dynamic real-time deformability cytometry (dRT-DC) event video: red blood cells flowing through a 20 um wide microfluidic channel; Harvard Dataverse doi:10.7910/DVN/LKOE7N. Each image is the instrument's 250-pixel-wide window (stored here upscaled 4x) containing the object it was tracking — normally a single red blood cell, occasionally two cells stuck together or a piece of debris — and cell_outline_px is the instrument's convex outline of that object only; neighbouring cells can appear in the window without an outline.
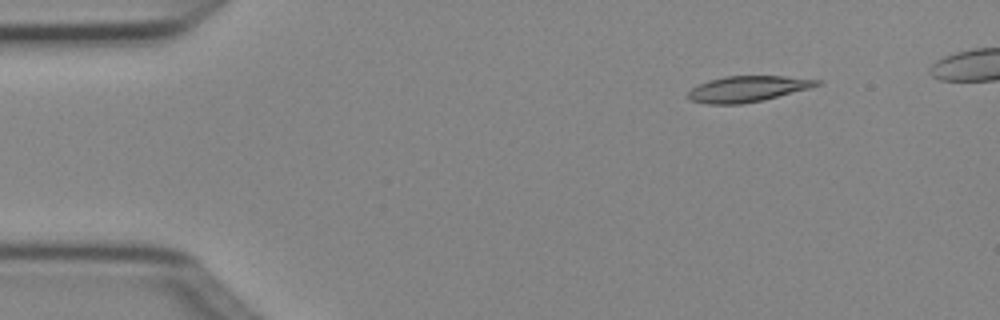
{"species": "Egyptian fruit bat (a non-hibernating species)", "species_latin": "Rousettus aegyptiacus", "temperature_condition": "cold", "stored_images_in_passage": 5, "camera_frame_rate_fps": 3000, "um_per_image_px": 0.085, "animal": {"sex": "female"}, "frame": {"image": 1, "passage_image": 2, "time_ms": 0.333, "image_size_px": [1000, 320], "cell_outline_px": [[824, 84], [764, 100], [740, 104], [708, 104], [688, 100], [684, 96], [692, 88], [708, 80], [724, 76], [784, 76], [824, 80]], "centroid_in_image_um": [63.55, 7.55], "position_along_channel_um": 21.5, "area_um2": 19.65}}